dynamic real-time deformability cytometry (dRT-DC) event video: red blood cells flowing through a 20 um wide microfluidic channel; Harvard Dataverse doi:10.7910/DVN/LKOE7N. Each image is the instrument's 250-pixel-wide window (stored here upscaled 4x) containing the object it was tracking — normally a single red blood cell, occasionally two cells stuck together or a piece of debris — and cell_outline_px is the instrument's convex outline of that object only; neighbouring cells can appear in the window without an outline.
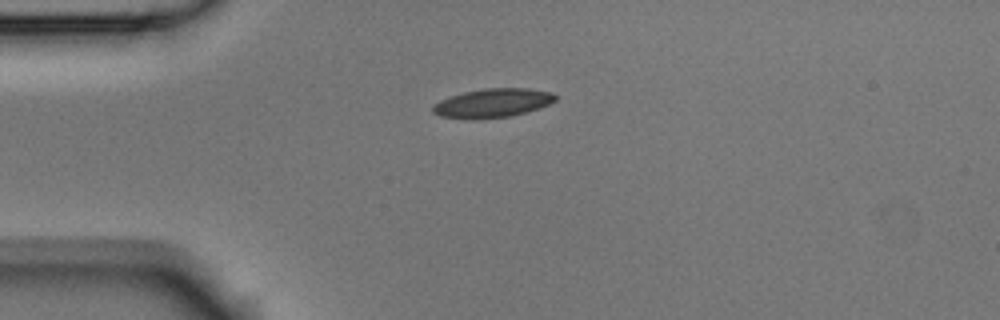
{"species": "Egyptian fruit bat (a non-hibernating species)", "species_latin": "Rousettus aegyptiacus", "temperature_condition": "room temperature", "stored_images_in_passage": 2, "camera_frame_rate_fps": 3000, "um_per_image_px": 0.085, "animal": {"sex": "male"}, "frame": {"image": 1, "passage_image": 2, "time_ms": 0.333, "image_size_px": [1000, 320], "cell_outline_px": [[556, 100], [548, 104], [512, 116], [480, 120], [472, 120], [440, 116], [432, 112], [432, 104], [440, 100], [464, 92], [484, 88], [528, 88], [552, 92], [556, 96]], "centroid_in_image_um": [41.83, 8.77], "position_along_channel_um": 43.2, "area_um2": 20.75}}